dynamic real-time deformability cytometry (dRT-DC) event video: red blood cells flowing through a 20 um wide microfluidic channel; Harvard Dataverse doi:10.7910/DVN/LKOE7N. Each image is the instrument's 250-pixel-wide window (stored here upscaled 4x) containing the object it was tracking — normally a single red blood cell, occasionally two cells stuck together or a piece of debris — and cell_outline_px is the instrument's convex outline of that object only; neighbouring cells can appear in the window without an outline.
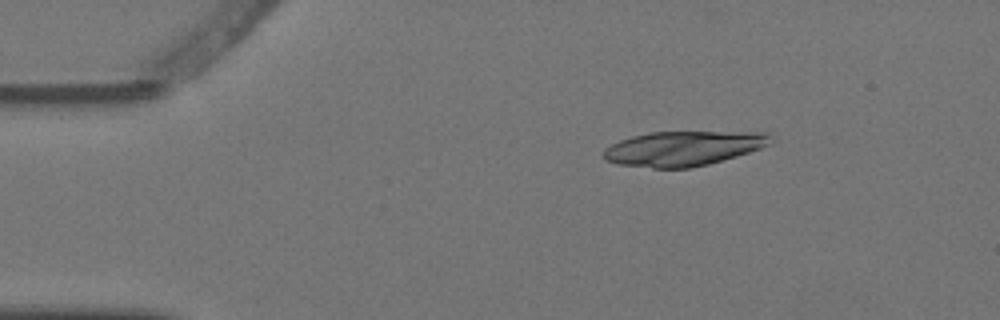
{"species": "Egyptian fruit bat (a non-hibernating species)", "species_latin": "Rousettus aegyptiacus", "temperature_condition": "warm", "stored_images_in_passage": 5, "segment_of_instrument_passage": [2, 2], "camera_frame_rate_fps": 3000, "um_per_image_px": 0.085, "animal": {"sex": "female"}, "frame": {"image": 1, "passage_image": 5, "time_ms": 1.333, "image_size_px": [1000, 320], "cell_outline_px": [[772, 144], [736, 156], [708, 164], [692, 168], [652, 168], [616, 164], [604, 160], [604, 148], [620, 140], [632, 136], [648, 132], [768, 132], [772, 136]], "centroid_in_image_um": [58.07, 12.61], "position_along_channel_um": 26.9, "area_um2": 33.93}}